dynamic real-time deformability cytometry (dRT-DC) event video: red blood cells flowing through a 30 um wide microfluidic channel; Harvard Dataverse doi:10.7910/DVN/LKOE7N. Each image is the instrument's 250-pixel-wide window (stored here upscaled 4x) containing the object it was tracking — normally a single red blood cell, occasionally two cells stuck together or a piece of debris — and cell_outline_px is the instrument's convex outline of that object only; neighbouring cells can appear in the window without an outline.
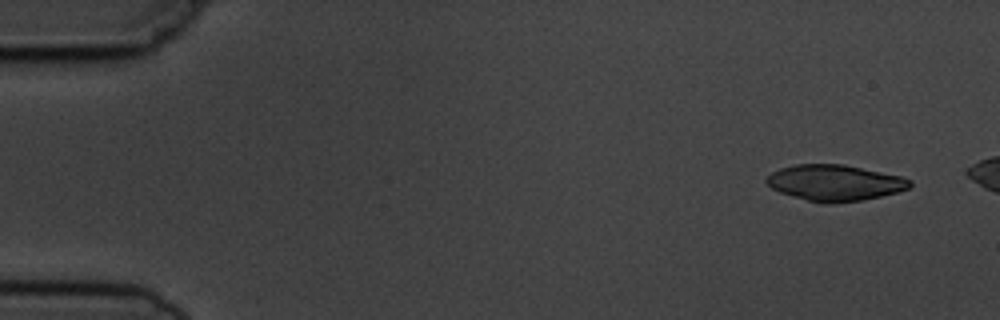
{"species": "common noctule bat (a hibernating species)", "species_latin": "Nyctalus noctula", "temperature_condition": "cold", "stored_images_in_passage": 6, "segment_of_instrument_passage": [2, 2], "camera_frame_rate_fps": 3000, "um_per_image_px": 0.085, "animal": {"sex": "male", "body_mass_g": 19.5, "forearm_length_mm": 54.6}, "frame": {"image": 1, "passage_image": 6, "time_ms": 6.667, "image_size_px": [1000, 320], "cell_outline_px": [[912, 184], [908, 188], [896, 192], [880, 196], [860, 200], [832, 204], [824, 204], [792, 196], [780, 192], [772, 188], [764, 180], [772, 172], [780, 168], [796, 164], [844, 164], [900, 176], [912, 180]], "centroid_in_image_um": [70.94, 15.53], "position_along_channel_um": 14.1, "area_um2": 29.94}}